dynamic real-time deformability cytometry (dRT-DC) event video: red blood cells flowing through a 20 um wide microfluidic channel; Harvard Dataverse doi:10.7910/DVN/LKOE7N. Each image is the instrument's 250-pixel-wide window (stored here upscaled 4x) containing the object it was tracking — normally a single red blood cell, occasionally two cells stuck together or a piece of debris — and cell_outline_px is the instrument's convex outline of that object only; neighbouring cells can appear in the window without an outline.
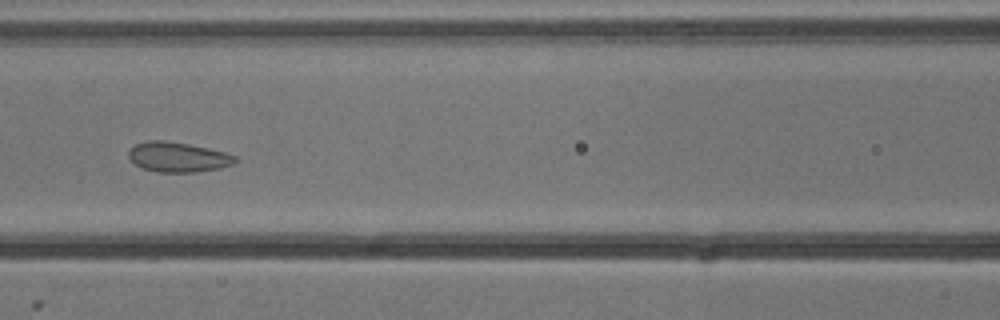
{"species": "common noctule bat (a hibernating species)", "species_latin": "Nyctalus noctula", "temperature_condition": "cold", "stored_images_in_passage": 9, "camera_frame_rate_fps": 3000, "um_per_image_px": 0.085, "animal": {"sex": "male", "body_mass_g": 13.3}, "frame": {"image": 1, "passage_image": 7, "time_ms": 2.0, "image_size_px": [1000, 320], "cell_outline_px": [[240, 160], [232, 164], [220, 168], [196, 172], [156, 172], [144, 168], [136, 164], [128, 156], [128, 152], [136, 144], [148, 140], [160, 140], [188, 144], [208, 148], [224, 152], [236, 156]], "centroid_in_image_um": [15.16, 13.35], "position_along_channel_um": 151.4, "area_um2": 18.44}}
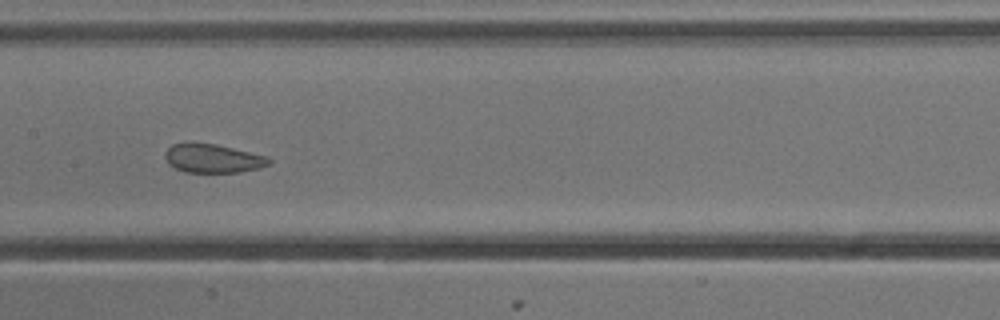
{"frame": {"image": 2, "passage_image": 8, "time_ms": 2.333, "image_size_px": [1000, 320], "cell_outline_px": [[272, 160], [268, 164], [260, 168], [240, 172], [184, 172], [168, 164], [164, 156], [164, 152], [172, 144], [216, 144], [268, 156]], "centroid_in_image_um": [18.11, 13.48], "position_along_channel_um": 189.3, "area_um2": 17.22}}
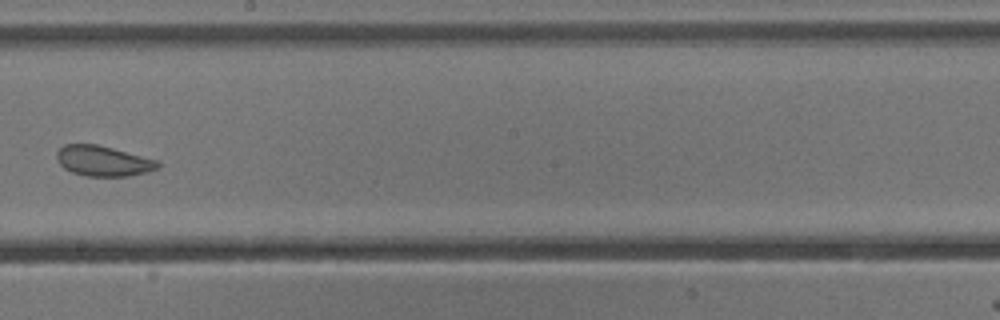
{"frame": {"image": 3, "passage_image": 9, "time_ms": 2.667, "image_size_px": [1000, 320], "cell_outline_px": [[160, 168], [128, 176], [84, 176], [72, 172], [64, 168], [56, 160], [56, 152], [64, 144], [96, 144], [160, 160]], "centroid_in_image_um": [8.77, 13.68], "position_along_channel_um": 239.4, "area_um2": 17.98}}